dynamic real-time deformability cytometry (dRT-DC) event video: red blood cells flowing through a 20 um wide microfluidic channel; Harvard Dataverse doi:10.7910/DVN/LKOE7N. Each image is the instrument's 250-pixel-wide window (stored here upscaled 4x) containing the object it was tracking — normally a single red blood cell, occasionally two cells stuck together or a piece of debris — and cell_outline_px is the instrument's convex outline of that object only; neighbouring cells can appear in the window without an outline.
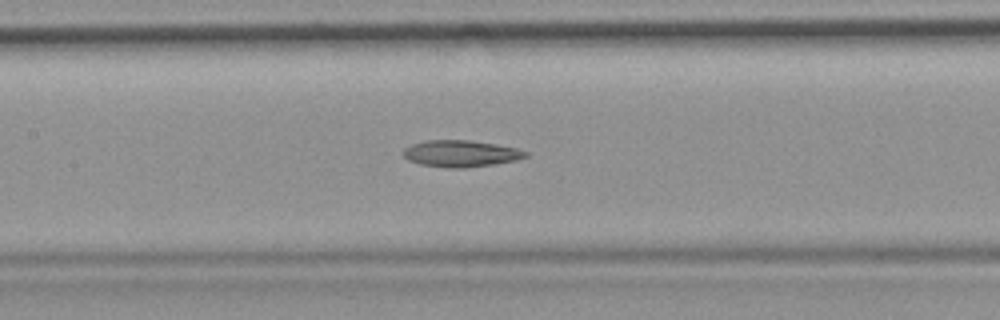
{"species": "common noctule bat (a hibernating species)", "species_latin": "Nyctalus noctula", "temperature_condition": "room temperature", "stored_images_in_passage": 25, "camera_frame_rate_fps": 3000, "um_per_image_px": 0.085, "animal": {"sex": "female", "body_mass_g": 19.9}, "frame": {"image": 1, "passage_image": 8, "time_ms": 2.333, "image_size_px": [1000, 320], "cell_outline_px": [[528, 156], [516, 160], [496, 164], [464, 168], [452, 168], [420, 164], [408, 160], [404, 156], [404, 148], [412, 144], [424, 140], [472, 140], [496, 144], [516, 148], [528, 152]], "centroid_in_image_um": [39.18, 13.05], "position_along_channel_um": 168.2, "area_um2": 19.02}}
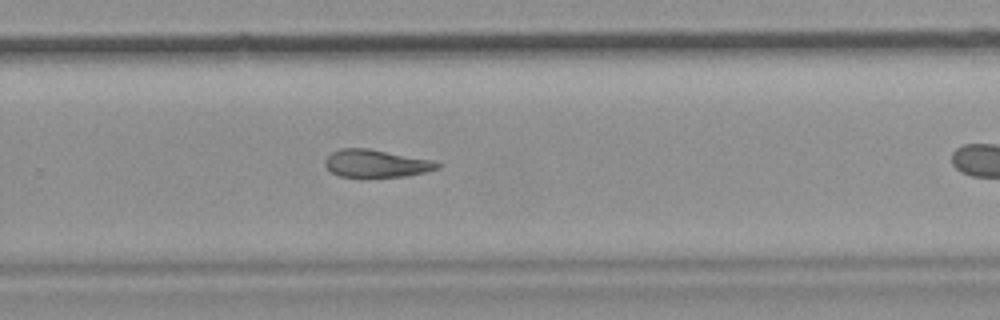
{"frame": {"image": 2, "passage_image": 18, "time_ms": 5.667, "image_size_px": [1000, 320], "cell_outline_px": [[440, 168], [424, 172], [404, 176], [364, 180], [360, 180], [340, 176], [332, 172], [324, 164], [324, 160], [332, 152], [340, 148], [368, 148], [432, 160], [440, 164]], "centroid_in_image_um": [31.92, 13.94], "position_along_channel_um": 297.9, "area_um2": 18.73}}